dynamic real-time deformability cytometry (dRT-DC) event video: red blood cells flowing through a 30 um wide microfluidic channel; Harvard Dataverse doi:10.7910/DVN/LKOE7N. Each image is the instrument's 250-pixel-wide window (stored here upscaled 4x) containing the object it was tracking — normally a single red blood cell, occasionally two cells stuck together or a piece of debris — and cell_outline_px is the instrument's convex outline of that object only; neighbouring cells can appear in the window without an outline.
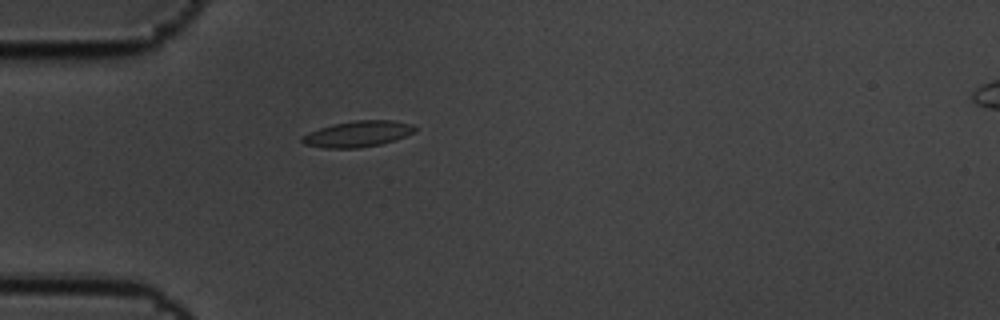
{"species": "common noctule bat (a hibernating species)", "species_latin": "Nyctalus noctula", "temperature_condition": "cold", "stored_images_in_passage": 4, "segment_of_instrument_passage": [1, 2], "camera_frame_rate_fps": 3000, "um_per_image_px": 0.085, "animal": {"sex": "male", "body_mass_g": 19.5, "forearm_length_mm": 54.6}, "frame": {"image": 1, "passage_image": 3, "time_ms": 0.667, "image_size_px": [1000, 320], "cell_outline_px": [[416, 128], [412, 132], [404, 136], [380, 144], [360, 148], [324, 148], [304, 144], [300, 140], [300, 136], [308, 132], [332, 124], [356, 120], [392, 120], [412, 124]], "centroid_in_image_um": [30.34, 11.38], "position_along_channel_um": 54.7, "area_um2": 16.99}}